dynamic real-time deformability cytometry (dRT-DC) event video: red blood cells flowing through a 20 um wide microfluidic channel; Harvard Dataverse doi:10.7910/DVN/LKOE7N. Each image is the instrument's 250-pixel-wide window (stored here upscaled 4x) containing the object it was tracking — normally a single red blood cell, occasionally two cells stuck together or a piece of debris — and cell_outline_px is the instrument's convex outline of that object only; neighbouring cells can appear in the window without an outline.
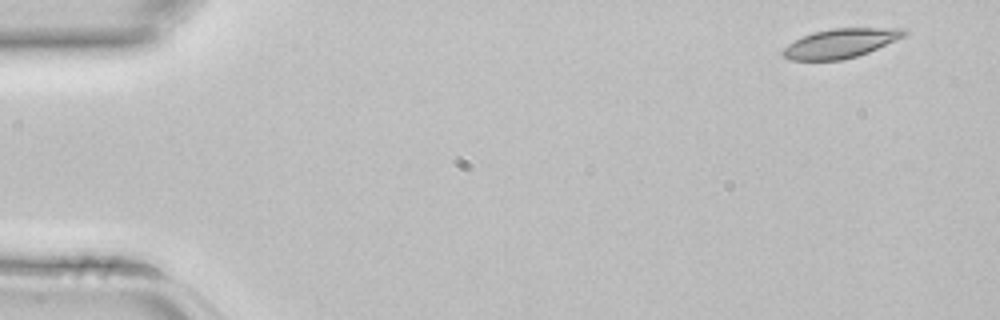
{"species": "common noctule bat (a hibernating species)", "species_latin": "Nyctalus noctula", "temperature_condition": "room temperature", "stored_images_in_passage": 3, "camera_frame_rate_fps": 3000, "um_per_image_px": 0.085, "animal": {"sex": "female", "body_mass_g": 22.7, "forearm_length_mm": 54.2}, "frame": {"image": 1, "passage_image": 1, "time_ms": 0.0, "image_size_px": [1000, 320], "cell_outline_px": [[908, 32], [904, 36], [896, 40], [868, 52], [856, 56], [840, 60], [788, 60], [780, 52], [788, 44], [804, 36], [816, 32], [832, 28], [904, 28]], "centroid_in_image_um": [71.44, 3.68], "position_along_channel_um": 13.6, "area_um2": 20.4}}
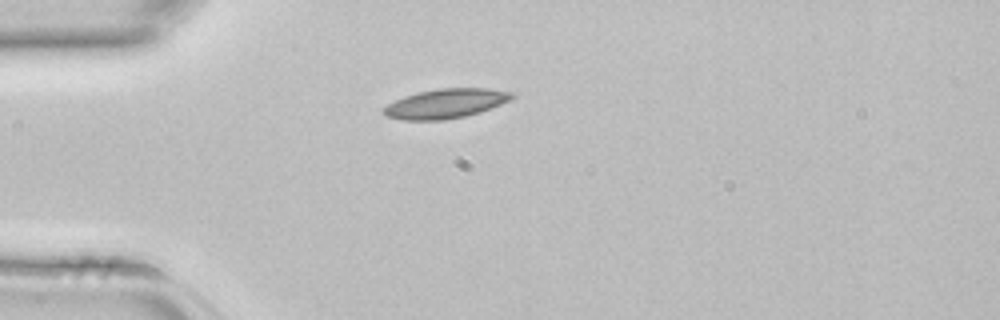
{"frame": {"image": 2, "passage_image": 3, "time_ms": 0.667, "image_size_px": [1000, 320], "cell_outline_px": [[516, 96], [512, 100], [480, 112], [464, 116], [444, 120], [404, 120], [384, 116], [380, 112], [380, 108], [404, 96], [436, 88], [488, 88], [516, 92]], "centroid_in_image_um": [37.89, 8.8], "position_along_channel_um": 47.1, "area_um2": 22.37}}